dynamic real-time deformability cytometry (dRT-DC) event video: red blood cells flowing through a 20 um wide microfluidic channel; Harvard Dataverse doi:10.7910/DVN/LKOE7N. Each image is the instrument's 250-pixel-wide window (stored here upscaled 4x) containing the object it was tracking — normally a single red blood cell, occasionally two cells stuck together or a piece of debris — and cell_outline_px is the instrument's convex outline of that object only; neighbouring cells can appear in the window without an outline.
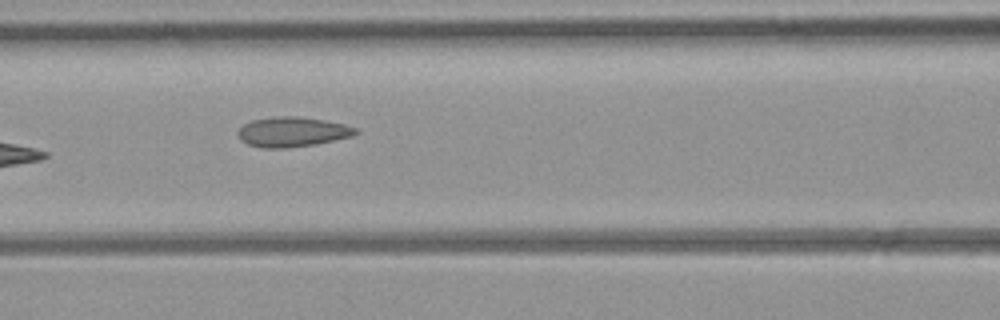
{"species": "common noctule bat (a hibernating species)", "species_latin": "Nyctalus noctula", "temperature_condition": "room temperature", "stored_images_in_passage": 7, "camera_frame_rate_fps": 3000, "um_per_image_px": 0.085, "animal": {"sex": "female", "body_mass_g": 21.9}, "frame": {"image": 1, "passage_image": 4, "time_ms": 3.333, "image_size_px": [1000, 320], "cell_outline_px": [[360, 132], [352, 136], [316, 144], [288, 148], [264, 148], [248, 144], [240, 140], [236, 132], [244, 124], [252, 120], [280, 116], [300, 116], [324, 120], [344, 124], [356, 128]], "centroid_in_image_um": [24.85, 11.21], "position_along_channel_um": 141.8, "area_um2": 20.52}}
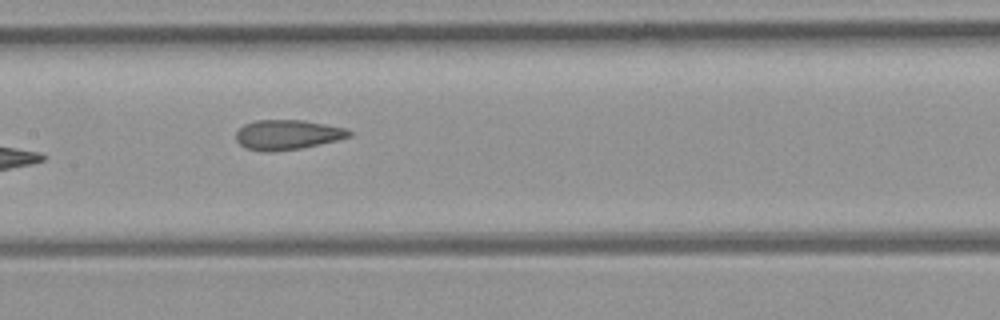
{"frame": {"image": 2, "passage_image": 5, "time_ms": 4.333, "image_size_px": [1000, 320], "cell_outline_px": [[352, 136], [320, 144], [300, 148], [272, 152], [264, 152], [248, 148], [240, 144], [236, 140], [236, 132], [244, 124], [256, 120], [304, 120], [344, 128], [352, 132]], "centroid_in_image_um": [24.41, 11.45], "position_along_channel_um": 183.0, "area_um2": 19.54}}